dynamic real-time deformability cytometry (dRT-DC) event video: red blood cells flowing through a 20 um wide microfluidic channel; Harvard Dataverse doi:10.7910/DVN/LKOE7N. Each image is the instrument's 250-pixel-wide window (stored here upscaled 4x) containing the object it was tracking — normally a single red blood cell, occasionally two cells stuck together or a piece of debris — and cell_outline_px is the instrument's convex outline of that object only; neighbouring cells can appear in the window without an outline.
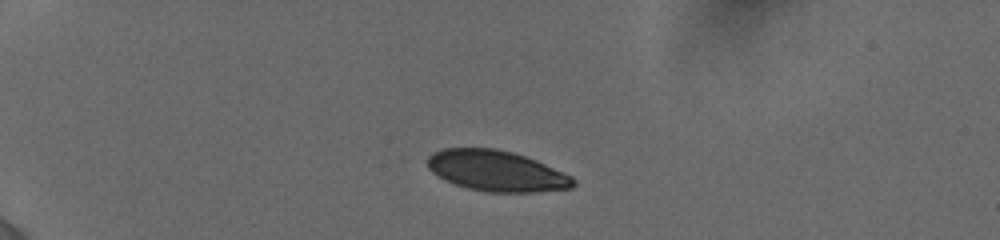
{"species": "human", "species_latin": "Homo sapiens", "temperature_condition": "cold", "stored_images_in_passage": 8, "camera_frame_rate_fps": 3000, "um_per_image_px": 0.085, "donor": {"sex": "female"}, "frame": {"image": 1, "passage_image": 1, "time_ms": 0.0, "image_size_px": [1000, 240], "cell_outline_px": [[576, 184], [572, 188], [536, 192], [488, 192], [468, 188], [444, 180], [432, 172], [428, 168], [428, 156], [432, 152], [444, 148], [492, 148], [512, 152], [536, 160], [564, 172], [572, 176], [576, 180]], "centroid_in_image_um": [42.21, 14.53], "position_along_channel_um": 42.8, "area_um2": 34.62}}
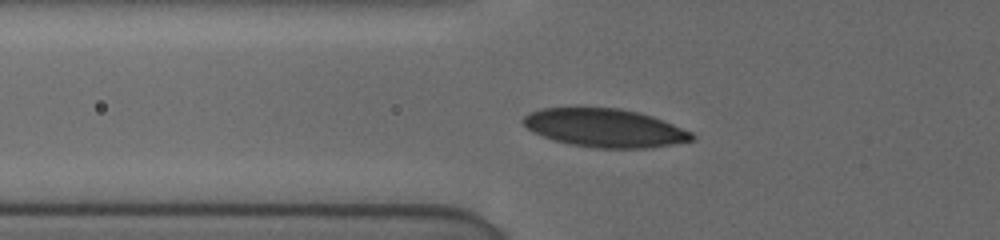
{"frame": {"image": 2, "passage_image": 6, "time_ms": 2.333, "image_size_px": [1000, 240], "cell_outline_px": [[696, 140], [648, 148], [596, 148], [572, 144], [556, 140], [532, 132], [520, 120], [524, 116], [540, 108], [620, 108], [652, 116], [692, 132], [696, 136]], "centroid_in_image_um": [51.43, 10.88], "position_along_channel_um": 74.4, "area_um2": 37.4}}